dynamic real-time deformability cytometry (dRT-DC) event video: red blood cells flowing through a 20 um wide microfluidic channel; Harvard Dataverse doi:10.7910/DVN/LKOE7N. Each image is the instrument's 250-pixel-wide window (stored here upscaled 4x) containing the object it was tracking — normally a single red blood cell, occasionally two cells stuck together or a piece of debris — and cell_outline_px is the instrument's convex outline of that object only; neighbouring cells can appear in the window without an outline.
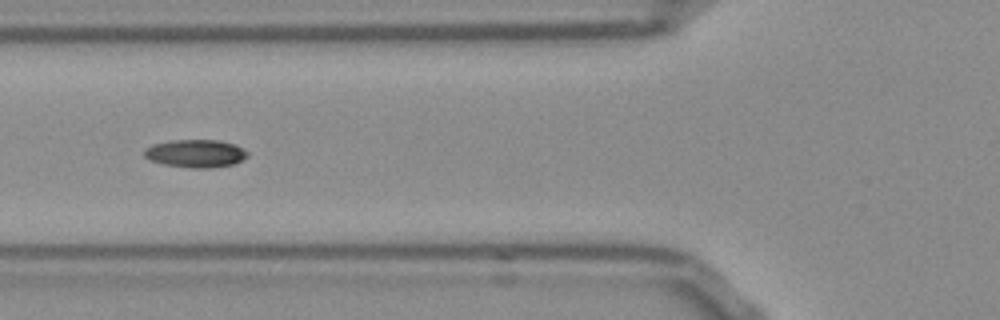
{"species": "Egyptian fruit bat (a non-hibernating species)", "species_latin": "Rousettus aegyptiacus", "temperature_condition": "room temperature", "stored_images_in_passage": 40, "camera_frame_rate_fps": 3000, "um_per_image_px": 0.085, "frame": {"image": 1, "passage_image": 7, "time_ms": 2.0, "image_size_px": [1000, 320], "cell_outline_px": [[248, 156], [232, 164], [212, 168], [192, 168], [164, 164], [152, 160], [144, 156], [144, 148], [152, 144], [172, 140], [220, 140], [236, 144], [248, 152]], "centroid_in_image_um": [16.63, 13.03], "position_along_channel_um": 109.2, "area_um2": 16.76}}
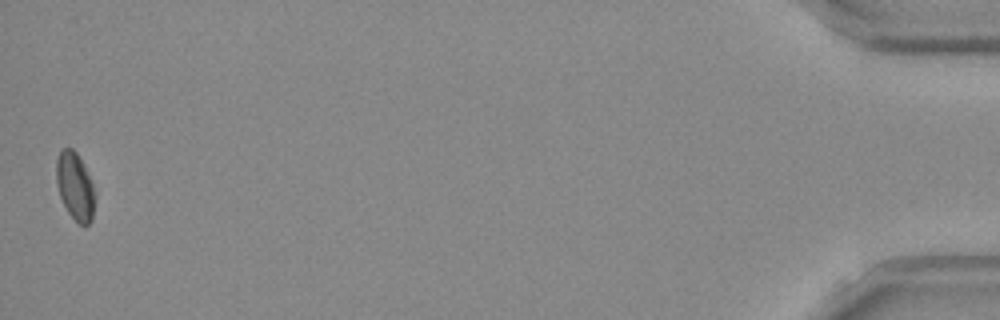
{"frame": {"image": 2, "passage_image": 40, "time_ms": 13.0, "image_size_px": [1000, 320], "cell_outline_px": [[96, 200], [92, 220], [88, 224], [80, 224], [68, 212], [60, 196], [56, 180], [56, 160], [60, 148], [72, 148], [76, 152], [96, 192]], "centroid_in_image_um": [6.38, 15.83], "position_along_channel_um": 428.8, "area_um2": 15.09}, "authors_computed_cell_mechanics": {"area_um2": 15.9528, "velocity_mm_per_s": 3.8071, "shape_relaxation_time_tau1_ms": 4.4098, "shape_relaxation_time_tau2_ms": null, "deformation_change_tau1": 0.1314, "deformation_change_tau2": null}}